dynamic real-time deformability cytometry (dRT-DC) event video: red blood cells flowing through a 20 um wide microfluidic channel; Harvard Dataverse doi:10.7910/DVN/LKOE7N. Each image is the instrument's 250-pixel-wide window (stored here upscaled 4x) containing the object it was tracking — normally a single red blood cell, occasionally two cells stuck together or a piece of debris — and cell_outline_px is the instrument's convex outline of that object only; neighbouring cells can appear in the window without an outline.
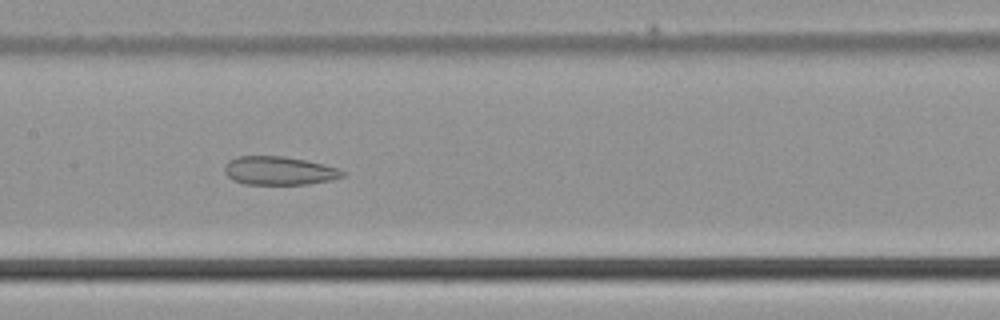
{"species": "common noctule bat (a hibernating species)", "species_latin": "Nyctalus noctula", "temperature_condition": "cold", "stored_images_in_passage": 29, "camera_frame_rate_fps": 3000, "um_per_image_px": 0.085, "animal": {"sex": "male", "body_mass_g": 21.5, "forearm_length_mm": 52.0}, "frame": {"image": 1, "passage_image": 9, "time_ms": 2.667, "image_size_px": [1000, 320], "cell_outline_px": [[348, 172], [344, 176], [332, 180], [308, 184], [244, 184], [232, 180], [224, 172], [224, 164], [228, 160], [236, 156], [284, 156], [324, 164], [340, 168]], "centroid_in_image_um": [23.73, 14.51], "position_along_channel_um": 183.7, "area_um2": 19.88}}
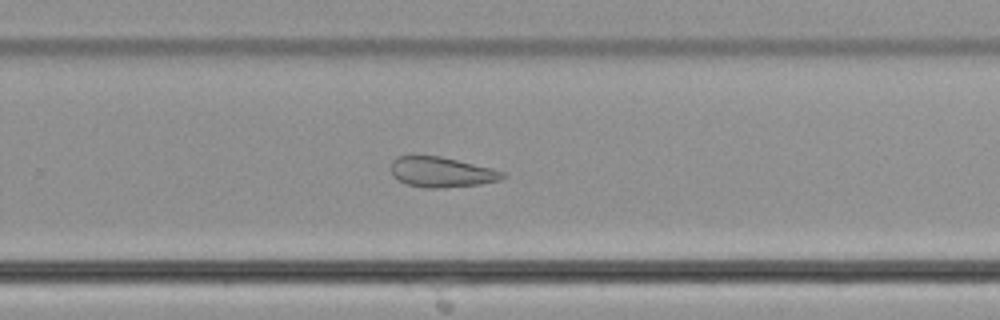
{"frame": {"image": 2, "passage_image": 17, "time_ms": 5.333, "image_size_px": [1000, 320], "cell_outline_px": [[508, 176], [500, 180], [480, 184], [436, 188], [424, 188], [408, 184], [392, 176], [392, 160], [400, 156], [440, 156], [492, 168], [504, 172]], "centroid_in_image_um": [37.56, 14.63], "position_along_channel_um": 292.2, "area_um2": 19.48}}
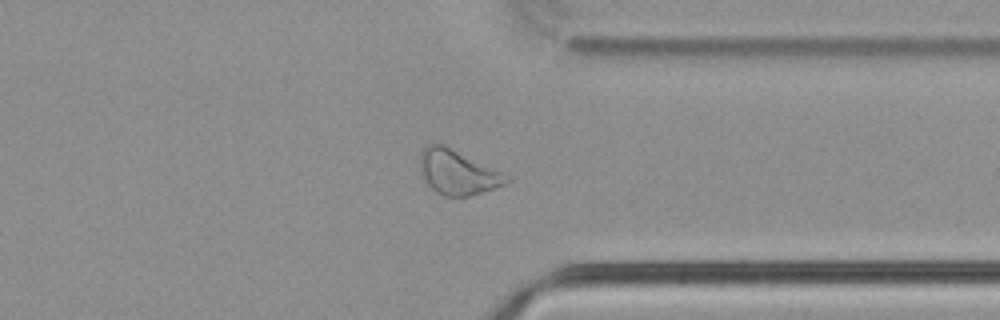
{"frame": {"image": 3, "passage_image": 23, "time_ms": 7.333, "image_size_px": [1000, 320], "cell_outline_px": [[512, 180], [504, 184], [468, 196], [444, 196], [436, 192], [428, 184], [424, 176], [420, 164], [420, 152], [432, 140], [444, 144], [508, 176]], "centroid_in_image_um": [38.85, 14.61], "position_along_channel_um": 372.6, "area_um2": 22.02}}